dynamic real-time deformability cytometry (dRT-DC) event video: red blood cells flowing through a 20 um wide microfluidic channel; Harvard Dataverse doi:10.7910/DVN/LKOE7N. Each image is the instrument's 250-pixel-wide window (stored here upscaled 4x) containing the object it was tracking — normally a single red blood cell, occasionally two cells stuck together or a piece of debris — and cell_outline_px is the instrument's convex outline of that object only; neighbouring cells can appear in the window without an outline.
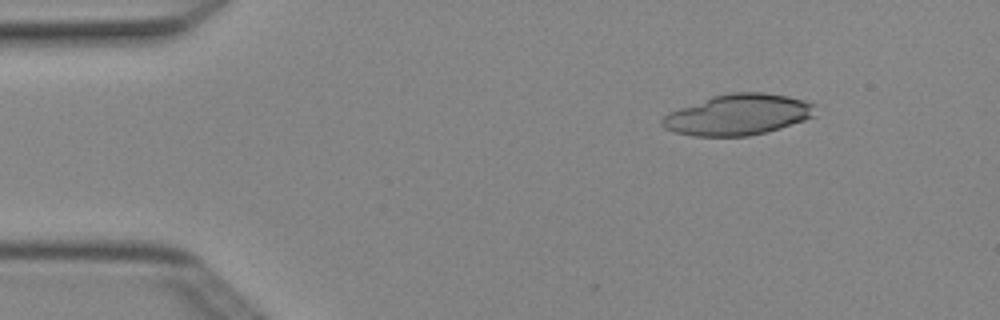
{"species": "Egyptian fruit bat (a non-hibernating species)", "species_latin": "Rousettus aegyptiacus", "temperature_condition": "cold", "stored_images_in_passage": 2, "camera_frame_rate_fps": 3000, "um_per_image_px": 0.085, "animal": {"sex": "female"}, "frame": {"image": 1, "passage_image": 1, "time_ms": 0.0, "image_size_px": [1000, 320], "cell_outline_px": [[816, 116], [780, 128], [748, 136], [692, 136], [676, 132], [664, 128], [660, 124], [660, 120], [668, 112], [712, 96], [732, 92], [764, 92], [788, 96], [804, 100], [816, 104]], "centroid_in_image_um": [62.74, 9.74], "position_along_channel_um": 22.3, "area_um2": 36.59}}